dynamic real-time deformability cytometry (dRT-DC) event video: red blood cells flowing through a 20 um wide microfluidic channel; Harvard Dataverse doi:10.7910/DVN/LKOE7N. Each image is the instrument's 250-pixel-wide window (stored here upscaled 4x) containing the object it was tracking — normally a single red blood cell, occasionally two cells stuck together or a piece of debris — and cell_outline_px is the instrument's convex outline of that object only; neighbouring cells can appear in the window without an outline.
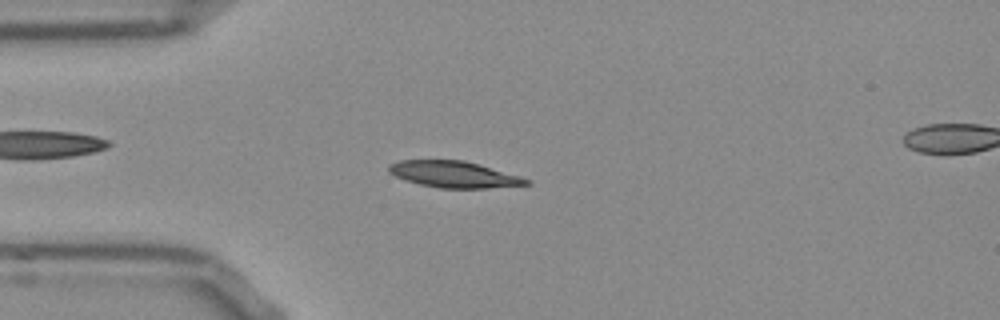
{"species": "Egyptian fruit bat (a non-hibernating species)", "species_latin": "Rousettus aegyptiacus", "temperature_condition": "room temperature", "stored_images_in_passage": 53, "camera_frame_rate_fps": 3000, "um_per_image_px": 0.085, "frame": {"image": 1, "passage_image": 13, "time_ms": 4.0, "image_size_px": [1000, 320], "cell_outline_px": [[532, 184], [488, 188], [440, 188], [420, 184], [404, 180], [388, 172], [388, 164], [400, 160], [464, 160], [480, 164], [520, 176], [532, 180]], "centroid_in_image_um": [38.6, 14.82], "position_along_channel_um": 46.4, "area_um2": 21.27}}
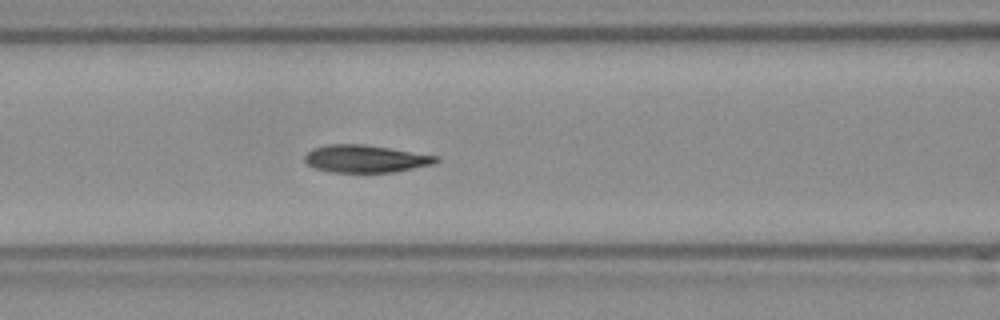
{"frame": {"image": 2, "passage_image": 21, "time_ms": 6.667, "image_size_px": [1000, 320], "cell_outline_px": [[440, 160], [432, 164], [396, 172], [332, 172], [316, 168], [308, 164], [304, 160], [304, 156], [312, 148], [328, 144], [364, 144], [440, 156]], "centroid_in_image_um": [31.08, 13.49], "position_along_channel_um": 135.5, "area_um2": 21.04}}
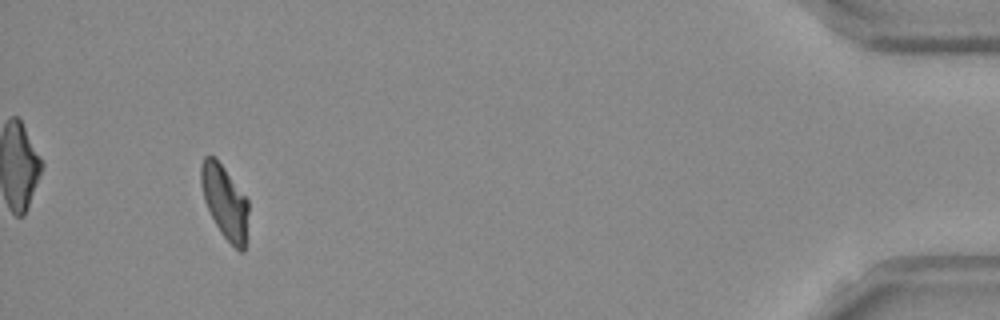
{"frame": {"image": 3, "passage_image": 49, "time_ms": 16.0, "image_size_px": [1000, 320], "cell_outline_px": [[248, 212], [244, 252], [240, 252], [220, 232], [204, 200], [200, 184], [200, 164], [204, 156], [212, 156], [220, 164], [248, 200]], "centroid_in_image_um": [19.09, 17.16], "position_along_channel_um": 416.1, "area_um2": 19.77}, "authors_computed_cell_mechanics": {"area_um2": 21.386, "velocity_mm_per_s": 3.8042, "shape_relaxation_time_tau1_ms": 5.4078, "shape_relaxation_time_tau2_ms": 2.3111, "deformation_change_tau1": 0.1708, "deformation_change_tau2": 0.0703}}